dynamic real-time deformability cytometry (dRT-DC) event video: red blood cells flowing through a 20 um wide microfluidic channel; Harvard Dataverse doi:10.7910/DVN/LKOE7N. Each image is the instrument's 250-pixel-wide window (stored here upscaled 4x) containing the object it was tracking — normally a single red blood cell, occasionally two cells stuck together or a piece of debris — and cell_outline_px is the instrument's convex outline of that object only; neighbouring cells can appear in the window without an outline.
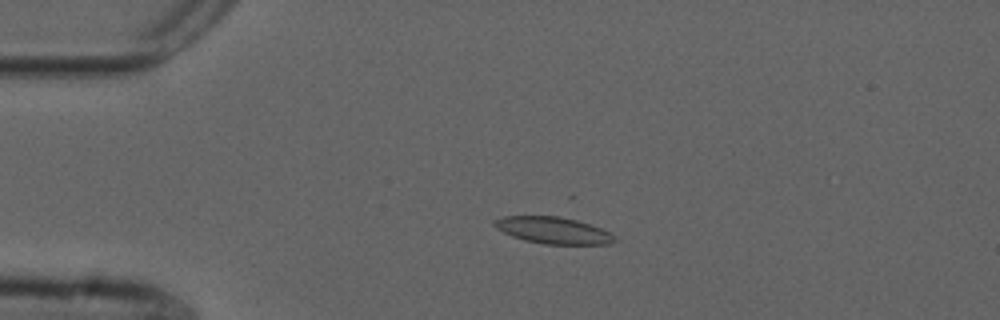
{"species": "common noctule bat (a hibernating species)", "species_latin": "Nyctalus noctula", "temperature_condition": "cold", "stored_images_in_passage": 47, "camera_frame_rate_fps": 3000, "um_per_image_px": 0.085, "animal": {"sex": "male", "forearm_length_mm": 52.5}, "frame": {"image": 1, "passage_image": 4, "time_ms": 1.0, "image_size_px": [1000, 320], "cell_outline_px": [[620, 240], [608, 244], [544, 244], [524, 240], [512, 236], [496, 228], [492, 224], [492, 220], [504, 216], [560, 216], [576, 220], [600, 228], [616, 236]], "centroid_in_image_um": [47.01, 19.58], "position_along_channel_um": 38.0, "area_um2": 18.73}}
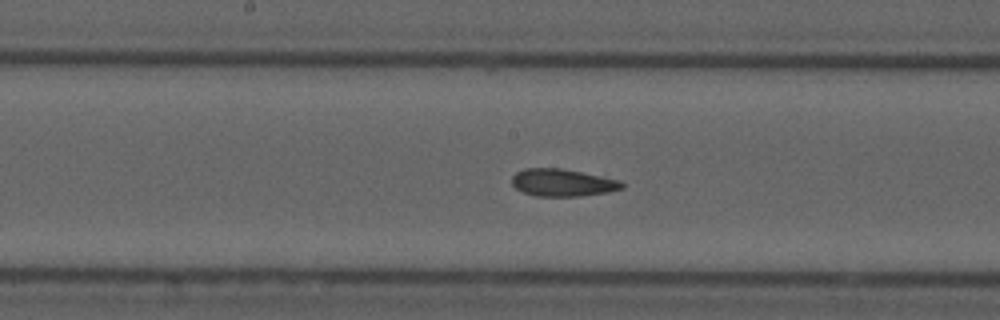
{"frame": {"image": 2, "passage_image": 20, "time_ms": 6.333, "image_size_px": [1000, 320], "cell_outline_px": [[624, 188], [608, 192], [580, 196], [536, 196], [524, 192], [516, 188], [512, 184], [512, 176], [516, 172], [524, 168], [560, 168], [620, 180], [624, 184]], "centroid_in_image_um": [47.81, 15.52], "position_along_channel_um": 200.4, "area_um2": 17.46}}
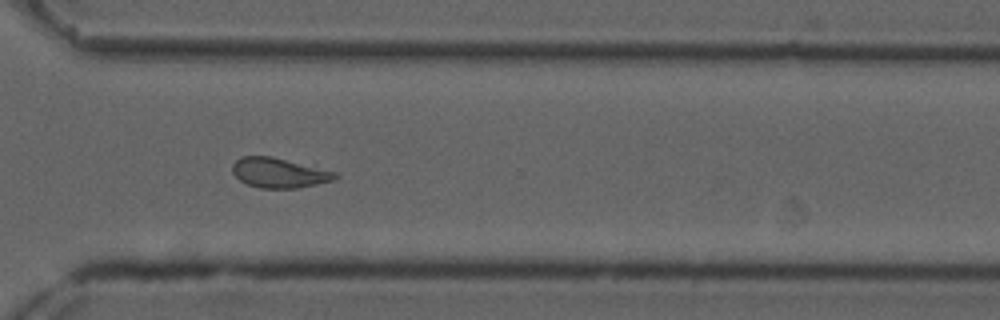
{"frame": {"image": 3, "passage_image": 32, "time_ms": 10.333, "image_size_px": [1000, 320], "cell_outline_px": [[340, 176], [336, 180], [296, 188], [260, 188], [248, 184], [240, 180], [232, 172], [232, 164], [240, 156], [272, 156], [336, 172]], "centroid_in_image_um": [23.72, 14.69], "position_along_channel_um": 346.9, "area_um2": 17.86}, "authors_computed_cell_mechanics": {"area_um2": 18.7272, "velocity_mm_per_s": 3.6719, "shape_relaxation_time_tau1_ms": null, "shape_relaxation_time_tau2_ms": 3.2369, "deformation_change_tau1": null, "deformation_change_tau2": 0.0986}}